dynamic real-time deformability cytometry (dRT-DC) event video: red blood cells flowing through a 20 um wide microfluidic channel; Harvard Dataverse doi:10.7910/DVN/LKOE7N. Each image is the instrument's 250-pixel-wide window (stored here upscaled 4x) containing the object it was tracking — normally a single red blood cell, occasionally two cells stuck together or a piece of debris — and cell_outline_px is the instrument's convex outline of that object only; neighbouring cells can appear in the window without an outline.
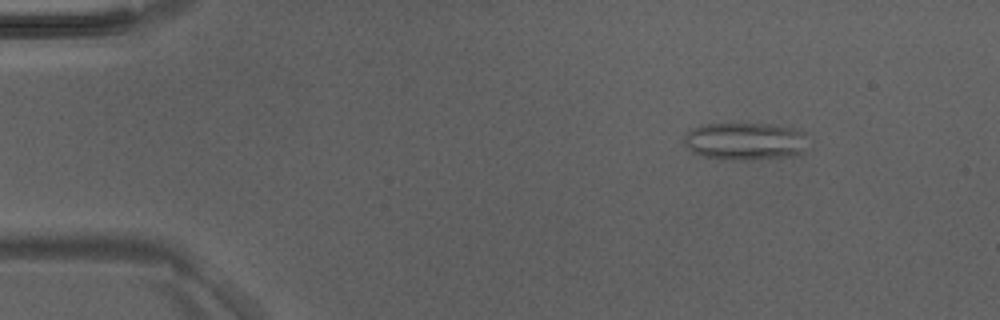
{"species": "Egyptian fruit bat (a non-hibernating species)", "species_latin": "Rousettus aegyptiacus", "temperature_condition": "room temperature", "stored_images_in_passage": 45, "camera_frame_rate_fps": 3000, "um_per_image_px": 0.085, "animal": {"sex": "male"}, "frame": {"image": 1, "passage_image": 4, "time_ms": 1.0, "image_size_px": [1000, 320], "cell_outline_px": [[804, 132], [800, 152], [796, 156], [752, 160], [732, 160], [700, 156], [684, 148], [684, 136], [692, 128], [700, 124], [772, 124], [792, 128]], "centroid_in_image_um": [63.22, 12.02], "position_along_channel_um": 21.8, "area_um2": 27.11}}
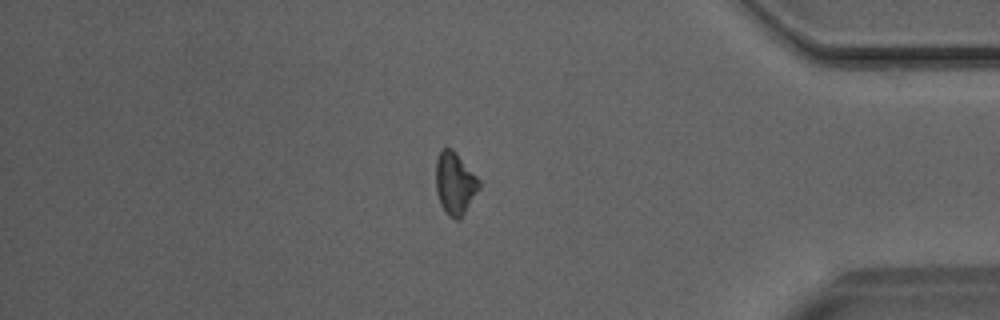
{"frame": {"image": 2, "passage_image": 38, "time_ms": 12.333, "image_size_px": [1000, 320], "cell_outline_px": [[480, 188], [464, 212], [456, 220], [448, 216], [444, 212], [440, 204], [436, 192], [436, 160], [440, 148], [452, 148], [456, 152], [480, 180]], "centroid_in_image_um": [38.65, 15.56], "position_along_channel_um": 396.6, "area_um2": 15.72}}
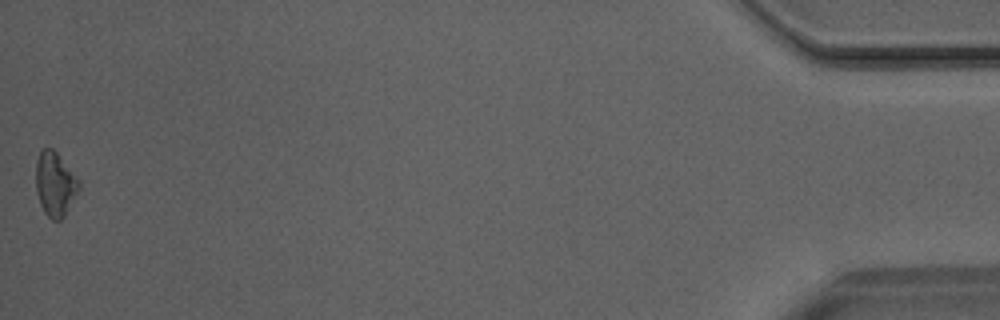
{"frame": {"image": 3, "passage_image": 45, "time_ms": 14.667, "image_size_px": [1000, 320], "cell_outline_px": [[80, 188], [64, 216], [60, 220], [52, 220], [44, 212], [40, 204], [36, 192], [36, 160], [40, 152], [44, 148], [52, 148], [56, 152], [80, 180]], "centroid_in_image_um": [4.68, 15.65], "position_along_channel_um": 430.5, "area_um2": 16.07}}